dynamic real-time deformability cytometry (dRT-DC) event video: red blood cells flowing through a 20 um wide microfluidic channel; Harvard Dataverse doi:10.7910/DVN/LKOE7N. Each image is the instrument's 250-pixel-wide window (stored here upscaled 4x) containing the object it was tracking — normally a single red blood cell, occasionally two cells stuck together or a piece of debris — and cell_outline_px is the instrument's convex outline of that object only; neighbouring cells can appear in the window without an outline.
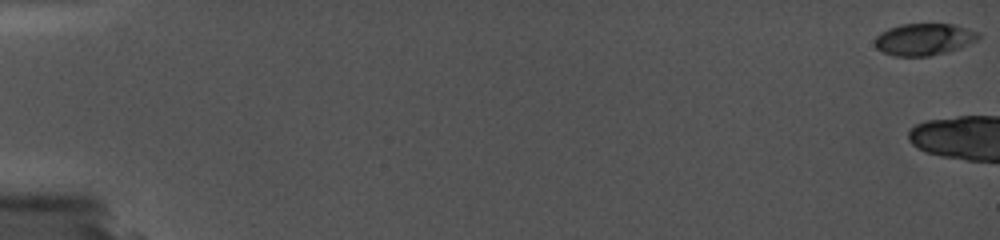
{"species": "common noctule bat (a hibernating species)", "species_latin": "Nyctalus noctula", "temperature_condition": "cold", "stored_images_in_passage": 8, "camera_frame_rate_fps": 5000, "um_per_image_px": 0.085, "animal": {"sex": "female", "body_mass_g": 19.0, "forearm_length_mm": 56.7}, "frame": {"image": 1, "passage_image": 1, "time_ms": 0.0, "image_size_px": [1000, 240], "cell_outline_px": [[980, 36], [976, 40], [960, 48], [948, 52], [928, 56], [892, 56], [876, 48], [876, 36], [880, 32], [888, 28], [900, 24], [956, 24], [980, 32]], "centroid_in_image_um": [78.56, 3.33], "position_along_channel_um": 6.4, "area_um2": 19.36}}